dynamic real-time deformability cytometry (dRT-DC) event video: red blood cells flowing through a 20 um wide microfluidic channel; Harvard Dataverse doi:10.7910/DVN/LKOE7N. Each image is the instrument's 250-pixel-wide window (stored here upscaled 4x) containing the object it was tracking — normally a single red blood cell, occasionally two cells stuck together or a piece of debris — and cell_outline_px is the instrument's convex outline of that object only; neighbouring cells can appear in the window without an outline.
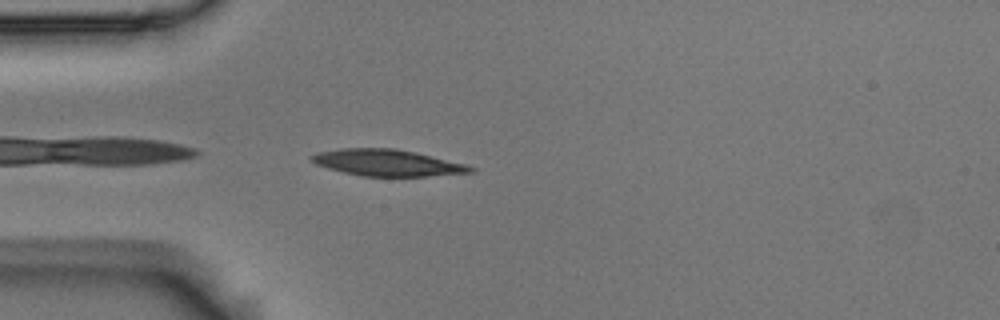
{"species": "Egyptian fruit bat (a non-hibernating species)", "species_latin": "Rousettus aegyptiacus", "temperature_condition": "room temperature", "stored_images_in_passage": 9, "camera_frame_rate_fps": 3000, "um_per_image_px": 0.085, "animal": {"sex": "male"}, "frame": {"image": 1, "passage_image": 1, "time_ms": 0.0, "image_size_px": [1000, 320], "cell_outline_px": [[476, 172], [428, 176], [360, 176], [328, 168], [316, 164], [308, 160], [308, 156], [316, 152], [340, 148], [396, 148], [416, 152], [464, 164], [476, 168]], "centroid_in_image_um": [32.87, 13.83], "position_along_channel_um": 52.1, "area_um2": 24.68}}
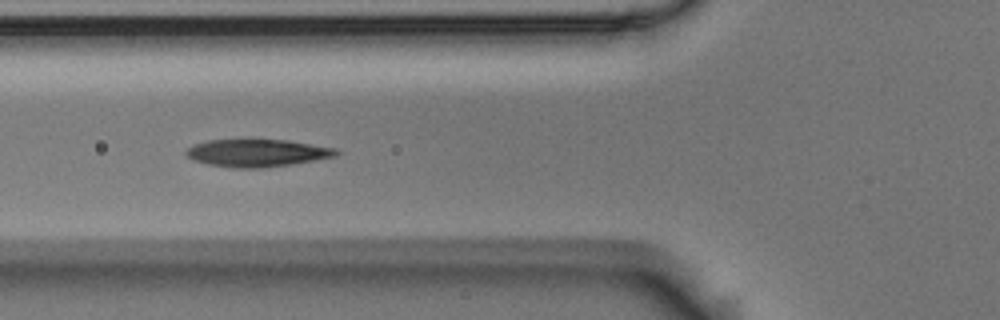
{"frame": {"image": 2, "passage_image": 6, "time_ms": 1.667, "image_size_px": [1000, 320], "cell_outline_px": [[340, 152], [336, 156], [292, 164], [264, 168], [232, 168], [208, 164], [196, 160], [188, 156], [184, 152], [188, 148], [196, 144], [208, 140], [252, 136], [288, 140], [336, 148]], "centroid_in_image_um": [21.86, 12.95], "position_along_channel_um": 103.9, "area_um2": 25.03}}